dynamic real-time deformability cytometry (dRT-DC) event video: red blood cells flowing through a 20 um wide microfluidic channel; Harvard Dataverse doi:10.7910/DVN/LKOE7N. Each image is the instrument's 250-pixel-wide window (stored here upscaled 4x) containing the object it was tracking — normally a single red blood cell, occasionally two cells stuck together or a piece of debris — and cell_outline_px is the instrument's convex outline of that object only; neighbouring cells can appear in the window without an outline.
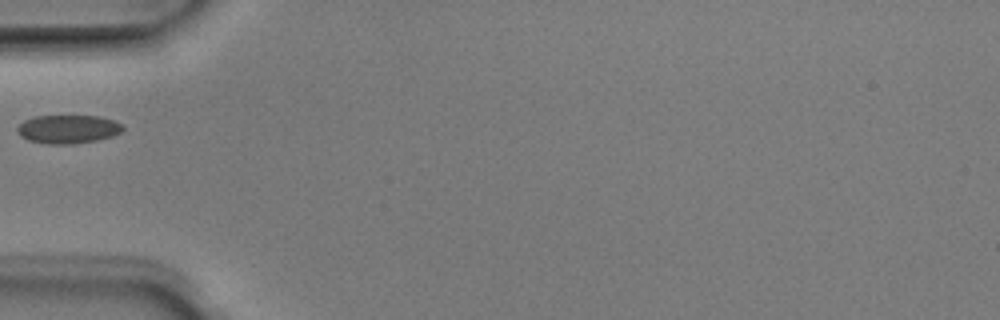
{"species": "Egyptian fruit bat (a non-hibernating species)", "species_latin": "Rousettus aegyptiacus", "temperature_condition": "room temperature", "stored_images_in_passage": 1, "camera_frame_rate_fps": 3000, "um_per_image_px": 0.085, "animal": {"sex": "male"}, "frame": {"image": 1, "passage_image": 1, "time_ms": 0.0, "image_size_px": [1000, 320], "cell_outline_px": [[124, 128], [120, 132], [112, 136], [96, 140], [72, 144], [48, 144], [28, 140], [20, 136], [16, 132], [16, 128], [24, 120], [36, 116], [100, 116], [124, 124]], "centroid_in_image_um": [5.77, 10.98], "position_along_channel_um": 79.2, "area_um2": 17.57}}